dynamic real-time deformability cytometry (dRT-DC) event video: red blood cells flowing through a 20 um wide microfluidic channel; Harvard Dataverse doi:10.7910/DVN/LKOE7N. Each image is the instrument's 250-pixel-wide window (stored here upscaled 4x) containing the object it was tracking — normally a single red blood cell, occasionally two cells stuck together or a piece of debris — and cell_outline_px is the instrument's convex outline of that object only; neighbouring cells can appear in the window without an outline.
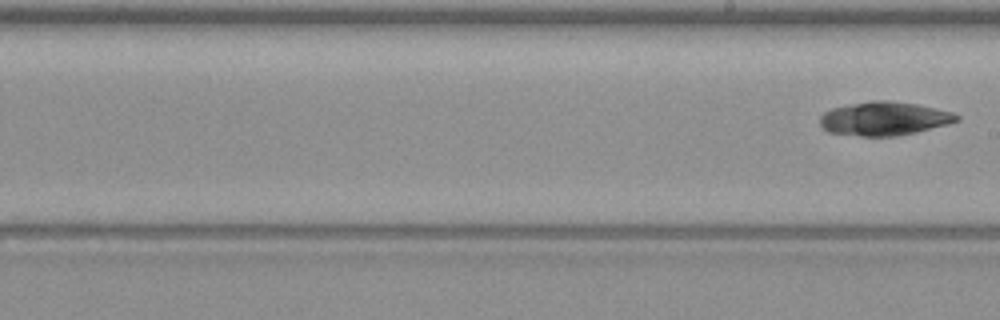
{"species": "common noctule bat (a hibernating species)", "species_latin": "Nyctalus noctula", "temperature_condition": "warm", "stored_images_in_passage": 8, "segment_of_instrument_passage": [2, 2], "camera_frame_rate_fps": 3000, "um_per_image_px": 0.085, "animal": {"sex": "female", "body_mass_g": 19.3, "forearm_length_mm": 54.1}, "frame": {"image": 1, "passage_image": 8, "time_ms": 10.333, "image_size_px": [1000, 320], "cell_outline_px": [[960, 120], [948, 124], [916, 132], [896, 136], [860, 136], [828, 132], [820, 124], [820, 116], [824, 112], [832, 108], [852, 104], [876, 100], [880, 100], [916, 104], [936, 108], [952, 112], [960, 116]], "centroid_in_image_um": [75.17, 10.09], "position_along_channel_um": 213.8, "area_um2": 26.59}}